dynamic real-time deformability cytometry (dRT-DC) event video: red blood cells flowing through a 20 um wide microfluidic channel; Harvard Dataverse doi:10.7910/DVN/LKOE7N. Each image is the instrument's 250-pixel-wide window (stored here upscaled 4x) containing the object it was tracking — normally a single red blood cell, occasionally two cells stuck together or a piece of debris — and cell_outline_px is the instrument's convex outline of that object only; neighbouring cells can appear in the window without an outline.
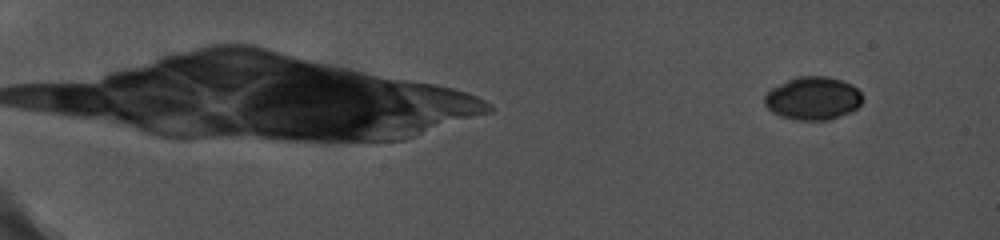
{"species": "common noctule bat (a hibernating species)", "species_latin": "Nyctalus noctula", "temperature_condition": "cold", "stored_images_in_passage": 12, "camera_frame_rate_fps": 5000, "um_per_image_px": 0.085, "animal": {"sex": "female", "body_mass_g": 19.0, "forearm_length_mm": 56.7}, "frame": {"image": 1, "passage_image": 2, "time_ms": 0.8, "image_size_px": [1000, 240], "cell_outline_px": [[864, 100], [856, 108], [832, 120], [796, 120], [780, 116], [772, 112], [764, 104], [764, 96], [772, 88], [796, 76], [824, 76], [840, 80], [852, 84], [860, 92]], "centroid_in_image_um": [69.1, 8.37], "position_along_channel_um": 15.9, "area_um2": 24.57}}
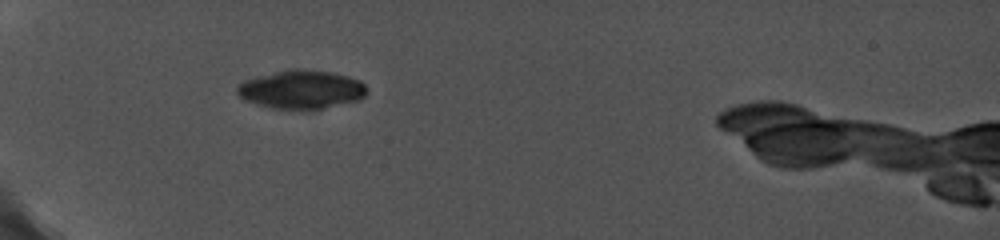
{"frame": {"image": 2, "passage_image": 8, "time_ms": 6.2, "image_size_px": [1000, 240], "cell_outline_px": [[368, 92], [360, 100], [312, 112], [300, 112], [268, 108], [244, 100], [236, 92], [236, 88], [244, 80], [288, 68], [304, 68], [332, 72], [348, 76], [360, 80], [368, 88]], "centroid_in_image_um": [25.65, 7.65], "position_along_channel_um": 59.4, "area_um2": 30.46}}
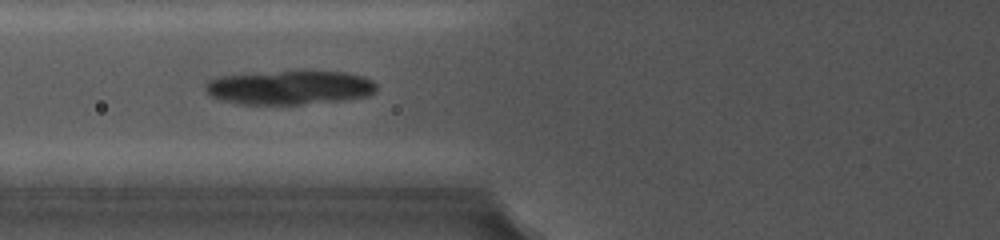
{"frame": {"image": 3, "passage_image": 10, "time_ms": 7.8, "image_size_px": [1000, 240], "cell_outline_px": [[376, 92], [368, 96], [344, 100], [304, 104], [236, 104], [212, 96], [204, 88], [204, 84], [208, 80], [216, 76], [280, 72], [348, 72], [364, 76], [372, 80], [376, 84]], "centroid_in_image_um": [24.64, 7.45], "position_along_channel_um": 101.2, "area_um2": 33.76}}